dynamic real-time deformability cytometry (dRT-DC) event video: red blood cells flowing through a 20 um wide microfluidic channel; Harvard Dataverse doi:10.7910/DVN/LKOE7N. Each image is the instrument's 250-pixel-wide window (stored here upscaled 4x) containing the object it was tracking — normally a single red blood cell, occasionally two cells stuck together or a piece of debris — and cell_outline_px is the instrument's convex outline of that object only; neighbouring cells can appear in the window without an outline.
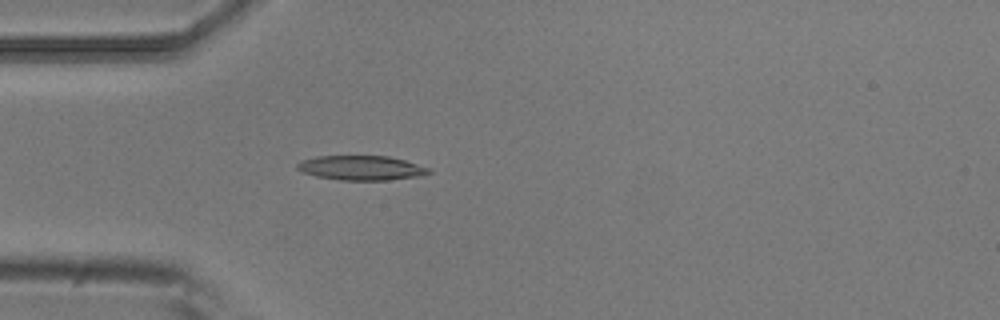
{"species": "common noctule bat (a hibernating species)", "species_latin": "Nyctalus noctula", "temperature_condition": "room temperature", "stored_images_in_passage": 4, "camera_frame_rate_fps": 3000, "um_per_image_px": 0.085, "animal": {"sex": "male", "body_mass_g": 20.5, "forearm_length_mm": 52.5}, "frame": {"image": 1, "passage_image": 4, "time_ms": 1.0, "image_size_px": [1000, 320], "cell_outline_px": [[432, 172], [420, 176], [388, 180], [340, 180], [316, 176], [304, 172], [296, 168], [296, 164], [300, 160], [316, 156], [388, 156], [404, 160], [432, 168]], "centroid_in_image_um": [30.72, 14.27], "position_along_channel_um": 54.3, "area_um2": 18.9}}